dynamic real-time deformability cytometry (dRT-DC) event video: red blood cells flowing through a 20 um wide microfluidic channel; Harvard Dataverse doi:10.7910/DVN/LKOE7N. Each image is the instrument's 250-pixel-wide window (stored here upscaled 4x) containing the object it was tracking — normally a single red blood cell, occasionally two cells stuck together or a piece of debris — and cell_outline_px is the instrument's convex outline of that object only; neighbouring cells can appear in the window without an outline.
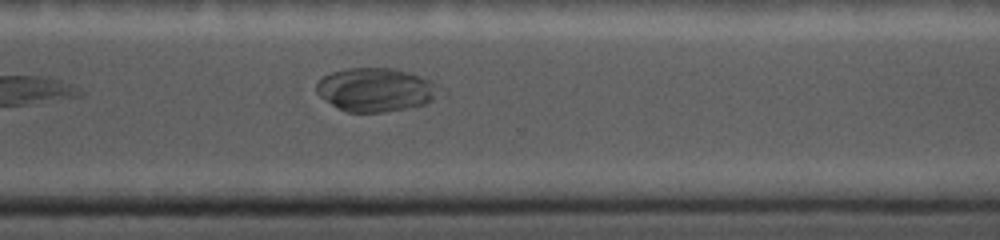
{"species": "common noctule bat (a hibernating species)", "species_latin": "Nyctalus noctula", "temperature_condition": "cold", "stored_images_in_passage": 25, "camera_frame_rate_fps": 5000, "um_per_image_px": 0.085, "animal": {"sex": "female", "body_mass_g": 19.0, "forearm_length_mm": 56.7}, "frame": {"image": 1, "passage_image": 25, "time_ms": 9.4, "image_size_px": [1000, 240], "cell_outline_px": [[432, 100], [424, 104], [384, 112], [348, 112], [332, 104], [320, 96], [316, 92], [316, 84], [324, 76], [332, 72], [348, 68], [396, 68], [420, 76], [428, 80], [432, 84]], "centroid_in_image_um": [31.81, 7.61], "position_along_channel_um": 338.8, "area_um2": 30.17}}